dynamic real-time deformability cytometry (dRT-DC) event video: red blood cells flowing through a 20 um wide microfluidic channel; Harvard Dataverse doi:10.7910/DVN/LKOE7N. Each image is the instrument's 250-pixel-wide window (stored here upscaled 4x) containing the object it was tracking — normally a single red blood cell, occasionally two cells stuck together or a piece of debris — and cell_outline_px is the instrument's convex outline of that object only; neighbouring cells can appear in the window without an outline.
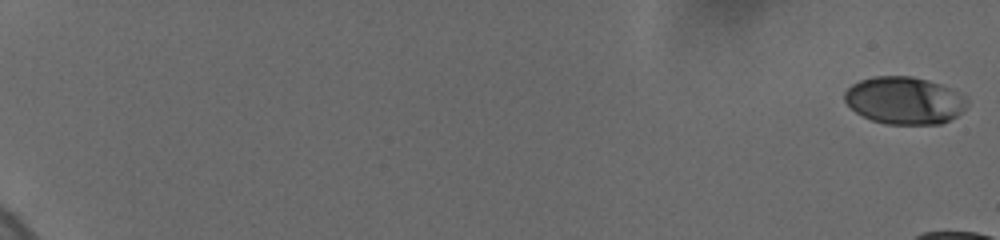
{"species": "human", "species_latin": "Homo sapiens", "temperature_condition": "cold", "stored_images_in_passage": 10, "camera_frame_rate_fps": 3000, "um_per_image_px": 0.085, "donor": {"sex": "female"}, "frame": {"image": 1, "passage_image": 1, "time_ms": 0.0, "image_size_px": [1000, 240], "cell_outline_px": [[968, 104], [956, 116], [940, 124], [884, 124], [872, 120], [856, 112], [844, 100], [844, 92], [852, 84], [860, 80], [872, 76], [912, 76], [928, 80], [940, 84], [968, 96]], "centroid_in_image_um": [76.88, 8.53], "position_along_channel_um": 8.1, "area_um2": 33.87}}